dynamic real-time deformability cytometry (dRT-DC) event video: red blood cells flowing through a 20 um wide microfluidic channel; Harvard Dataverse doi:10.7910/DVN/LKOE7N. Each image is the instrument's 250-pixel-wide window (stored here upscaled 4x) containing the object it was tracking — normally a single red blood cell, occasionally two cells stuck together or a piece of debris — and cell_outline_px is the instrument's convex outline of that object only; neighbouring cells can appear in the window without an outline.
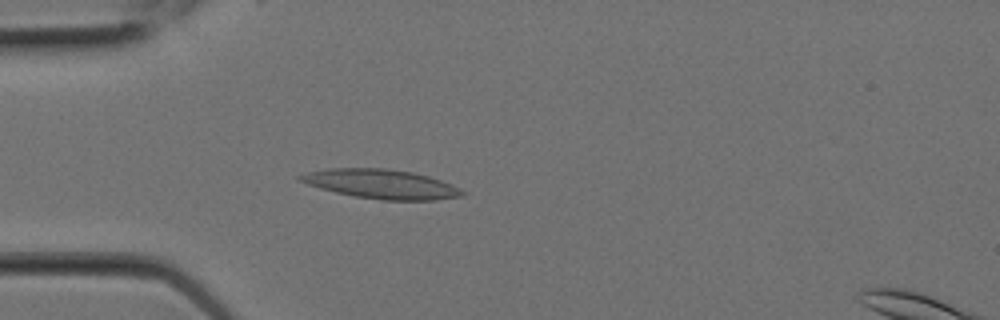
{"species": "Egyptian fruit bat (a non-hibernating species)", "species_latin": "Rousettus aegyptiacus", "temperature_condition": "room temperature", "stored_images_in_passage": 10, "camera_frame_rate_fps": 3000, "um_per_image_px": 0.085, "animal": {"sex": "female"}, "frame": {"image": 1, "passage_image": 7, "time_ms": 2.0, "image_size_px": [1000, 320], "cell_outline_px": [[468, 192], [464, 196], [436, 200], [384, 200], [356, 196], [336, 192], [320, 188], [308, 184], [300, 180], [296, 176], [308, 172], [328, 168], [384, 168], [412, 172], [428, 176], [452, 184]], "centroid_in_image_um": [32.46, 15.64], "position_along_channel_um": 52.5, "area_um2": 27.57}}
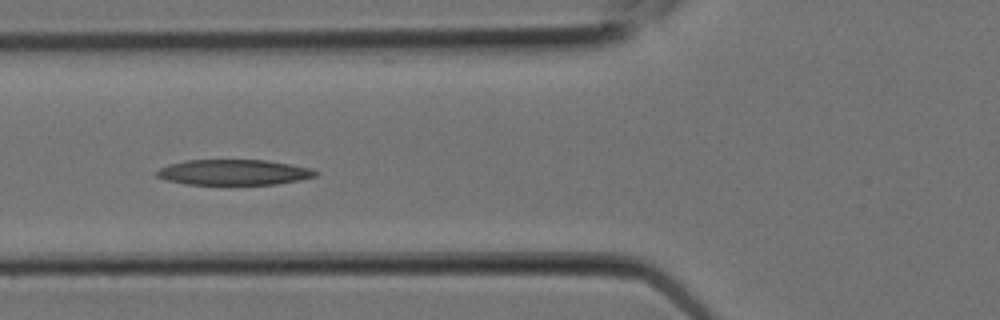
{"frame": {"image": 2, "passage_image": 9, "time_ms": 2.667, "image_size_px": [1000, 320], "cell_outline_px": [[320, 172], [316, 176], [300, 180], [276, 184], [184, 184], [164, 180], [156, 176], [156, 172], [160, 168], [168, 164], [184, 160], [264, 160], [292, 164], [308, 168]], "centroid_in_image_um": [19.84, 14.64], "position_along_channel_um": 106.0, "area_um2": 23.64}}
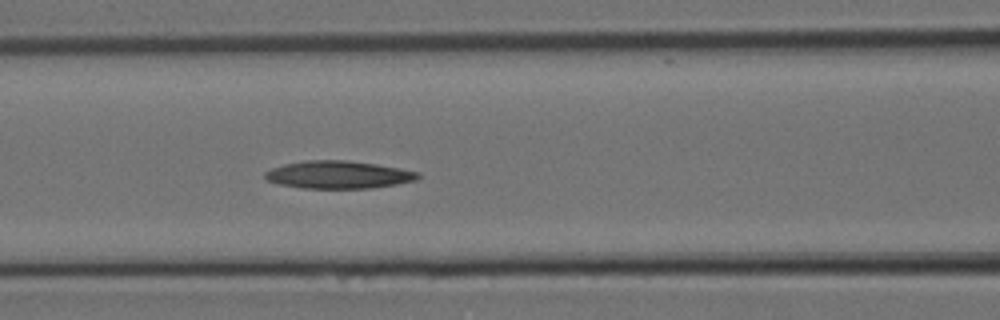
{"frame": {"image": 3, "passage_image": 10, "time_ms": 3.0, "image_size_px": [1000, 320], "cell_outline_px": [[420, 176], [416, 180], [396, 184], [372, 188], [304, 188], [276, 184], [264, 180], [264, 172], [272, 168], [284, 164], [308, 160], [348, 160], [376, 164], [400, 168], [420, 172]], "centroid_in_image_um": [28.73, 14.85], "position_along_channel_um": 137.9, "area_um2": 24.8}}